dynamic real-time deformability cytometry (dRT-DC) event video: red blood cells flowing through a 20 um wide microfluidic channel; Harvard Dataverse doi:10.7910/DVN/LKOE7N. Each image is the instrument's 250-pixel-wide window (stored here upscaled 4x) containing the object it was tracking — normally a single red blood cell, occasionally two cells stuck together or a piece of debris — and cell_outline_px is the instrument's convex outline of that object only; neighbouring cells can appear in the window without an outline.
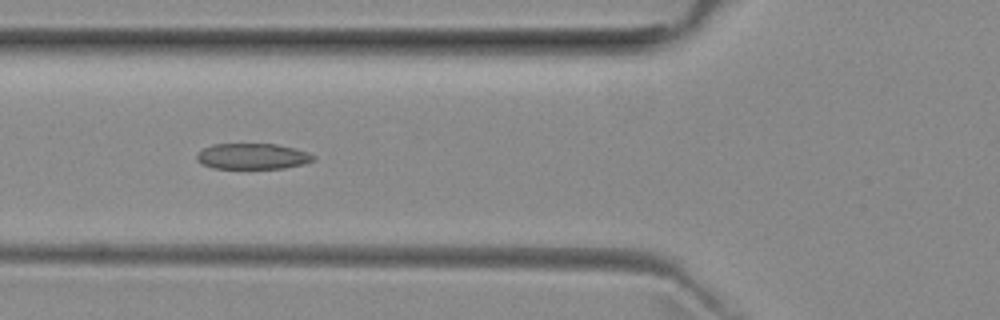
{"species": "common noctule bat (a hibernating species)", "species_latin": "Nyctalus noctula", "temperature_condition": "room temperature", "stored_images_in_passage": 52, "camera_frame_rate_fps": 3000, "um_per_image_px": 0.085, "animal": {"sex": "female", "body_mass_g": 29.2, "forearm_length_mm": 56.3}, "frame": {"image": 1, "passage_image": 19, "time_ms": 6.0, "image_size_px": [1000, 320], "cell_outline_px": [[316, 160], [304, 164], [284, 168], [212, 168], [196, 160], [196, 156], [204, 148], [212, 144], [276, 144], [296, 148], [308, 152], [316, 156]], "centroid_in_image_um": [21.52, 13.28], "position_along_channel_um": 104.3, "area_um2": 17.57}}
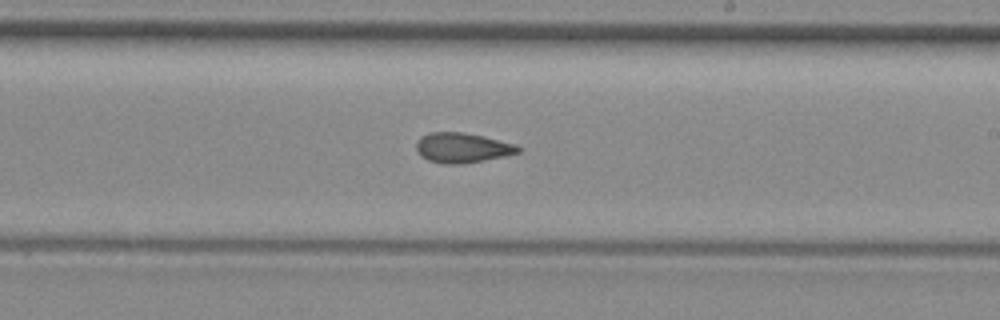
{"frame": {"image": 2, "passage_image": 30, "time_ms": 9.667, "image_size_px": [1000, 320], "cell_outline_px": [[520, 152], [504, 156], [484, 160], [460, 164], [444, 164], [428, 160], [420, 156], [416, 152], [416, 140], [420, 136], [428, 132], [460, 132], [484, 136], [516, 144], [520, 148]], "centroid_in_image_um": [39.24, 12.55], "position_along_channel_um": 249.8, "area_um2": 17.92}}
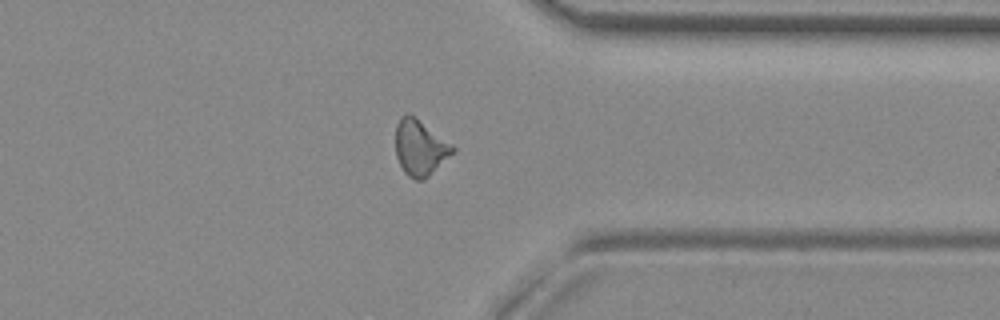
{"frame": {"image": 3, "passage_image": 40, "time_ms": 13.0, "image_size_px": [1000, 320], "cell_outline_px": [[456, 148], [424, 180], [416, 180], [408, 176], [404, 172], [396, 156], [396, 124], [400, 116], [412, 116], [452, 144]], "centroid_in_image_um": [35.67, 12.58], "position_along_channel_um": 375.7, "area_um2": 17.8}, "authors_computed_cell_mechanics": {"area_um2": 18.0047, "velocity_mm_per_s": 3.9641, "shape_relaxation_time_tau1_ms": null, "shape_relaxation_time_tau2_ms": 2.5, "deformation_change_tau1": null, "deformation_change_tau2": 0.0908}}